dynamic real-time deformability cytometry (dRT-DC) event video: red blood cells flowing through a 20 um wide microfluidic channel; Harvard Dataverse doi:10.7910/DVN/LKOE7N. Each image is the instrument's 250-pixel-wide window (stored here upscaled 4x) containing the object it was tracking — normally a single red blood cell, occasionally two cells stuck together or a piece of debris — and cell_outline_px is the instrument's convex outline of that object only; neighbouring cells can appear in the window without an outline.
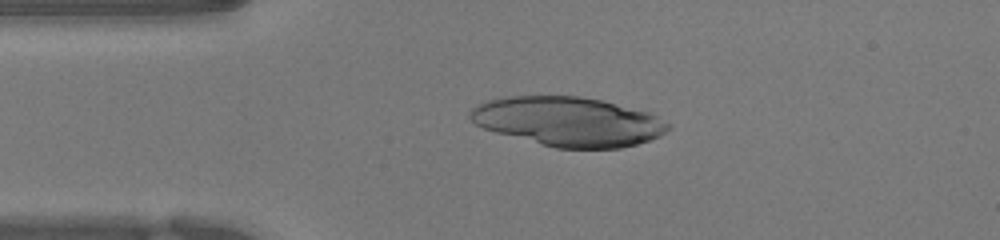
{"species": "human", "species_latin": "Homo sapiens", "temperature_condition": "warm", "stored_images_in_passage": 49, "camera_frame_rate_fps": 3000, "um_per_image_px": 0.085, "donor": {"sex": "female"}, "frame": {"image": 1, "passage_image": 10, "time_ms": 3.0, "image_size_px": [1000, 240], "cell_outline_px": [[672, 128], [660, 136], [636, 144], [620, 148], [556, 148], [540, 144], [496, 132], [484, 128], [476, 124], [468, 116], [468, 112], [476, 104], [488, 100], [504, 96], [580, 96], [600, 100], [648, 112], [672, 124]], "centroid_in_image_um": [48.3, 10.32], "position_along_channel_um": 36.7, "area_um2": 56.76}}